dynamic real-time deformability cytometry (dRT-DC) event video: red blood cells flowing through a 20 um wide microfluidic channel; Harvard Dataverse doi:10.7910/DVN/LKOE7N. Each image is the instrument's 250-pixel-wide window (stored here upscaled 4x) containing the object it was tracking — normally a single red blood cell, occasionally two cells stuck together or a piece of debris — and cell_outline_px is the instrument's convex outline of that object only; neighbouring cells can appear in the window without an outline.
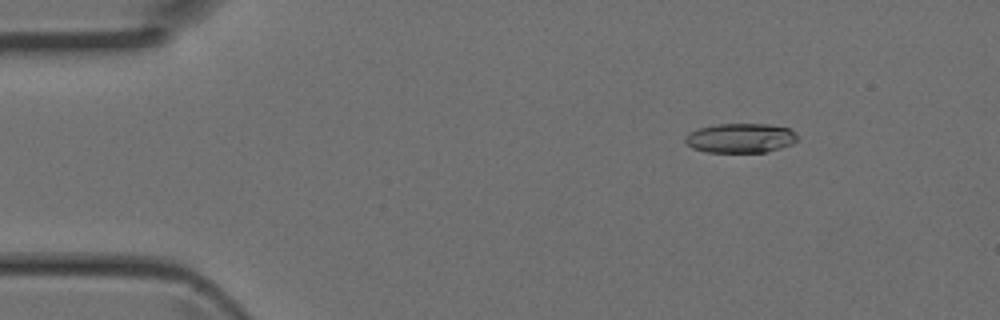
{"species": "Egyptian fruit bat (a non-hibernating species)", "species_latin": "Rousettus aegyptiacus", "temperature_condition": "room temperature", "stored_images_in_passage": 4, "camera_frame_rate_fps": 3000, "um_per_image_px": 0.085, "animal": {"sex": "female"}, "frame": {"image": 1, "passage_image": 1, "time_ms": 0.0, "image_size_px": [1000, 320], "cell_outline_px": [[796, 140], [792, 144], [780, 148], [764, 152], [708, 152], [692, 148], [684, 140], [684, 136], [688, 132], [700, 128], [716, 124], [768, 124], [788, 128], [796, 132]], "centroid_in_image_um": [62.92, 11.73], "position_along_channel_um": 22.1, "area_um2": 19.25}}
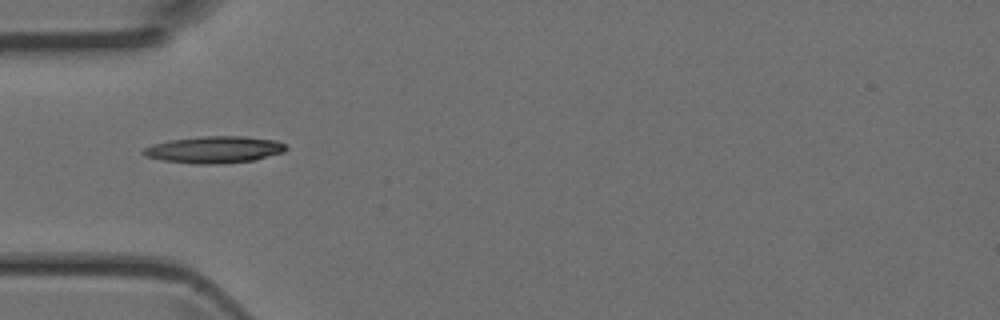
{"frame": {"image": 2, "passage_image": 3, "time_ms": 0.667, "image_size_px": [1000, 320], "cell_outline_px": [[288, 148], [284, 152], [256, 160], [224, 164], [196, 164], [164, 160], [144, 156], [140, 152], [144, 148], [152, 144], [172, 140], [200, 136], [244, 136], [276, 140], [284, 144]], "centroid_in_image_um": [18.24, 12.72], "position_along_channel_um": 66.8, "area_um2": 22.48}}
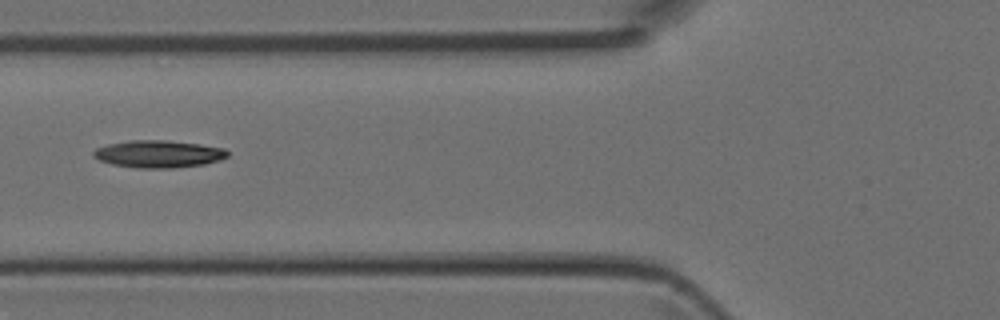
{"frame": {"image": 3, "passage_image": 4, "time_ms": 1.0, "image_size_px": [1000, 320], "cell_outline_px": [[228, 156], [220, 160], [204, 164], [172, 168], [136, 168], [112, 164], [100, 160], [92, 156], [92, 152], [96, 148], [108, 144], [132, 140], [164, 140], [200, 144], [224, 148], [228, 152]], "centroid_in_image_um": [13.46, 13.09], "position_along_channel_um": 112.3, "area_um2": 21.33}}